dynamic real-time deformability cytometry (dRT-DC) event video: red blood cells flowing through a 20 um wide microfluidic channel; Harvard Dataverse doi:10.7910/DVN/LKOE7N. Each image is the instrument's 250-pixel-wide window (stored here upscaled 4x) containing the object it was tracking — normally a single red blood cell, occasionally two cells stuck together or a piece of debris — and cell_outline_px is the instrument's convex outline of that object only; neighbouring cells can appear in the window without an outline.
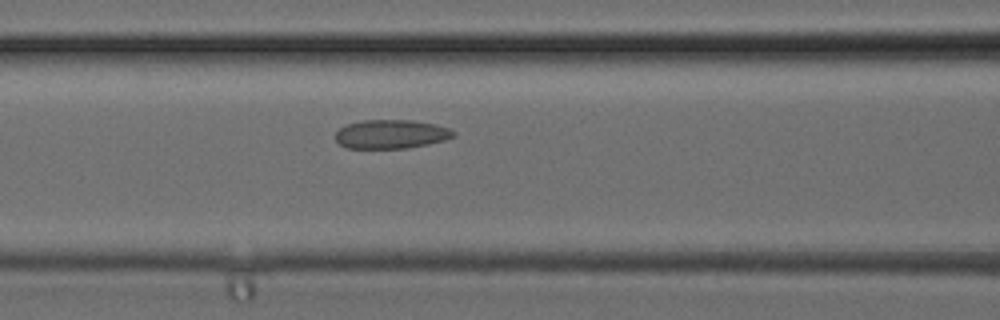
{"species": "common noctule bat (a hibernating species)", "species_latin": "Nyctalus noctula", "temperature_condition": "cold", "stored_images_in_passage": 7, "camera_frame_rate_fps": 3000, "um_per_image_px": 0.085, "animal": {"sex": "female", "body_mass_g": 24.6, "forearm_length_mm": 56.2}, "frame": {"image": 1, "passage_image": 6, "time_ms": 1.667, "image_size_px": [1000, 320], "cell_outline_px": [[456, 136], [444, 140], [428, 144], [408, 148], [344, 148], [336, 140], [336, 132], [340, 128], [348, 124], [360, 120], [412, 120], [436, 124], [448, 128], [456, 132]], "centroid_in_image_um": [33.26, 11.4], "position_along_channel_um": 133.3, "area_um2": 19.94}}